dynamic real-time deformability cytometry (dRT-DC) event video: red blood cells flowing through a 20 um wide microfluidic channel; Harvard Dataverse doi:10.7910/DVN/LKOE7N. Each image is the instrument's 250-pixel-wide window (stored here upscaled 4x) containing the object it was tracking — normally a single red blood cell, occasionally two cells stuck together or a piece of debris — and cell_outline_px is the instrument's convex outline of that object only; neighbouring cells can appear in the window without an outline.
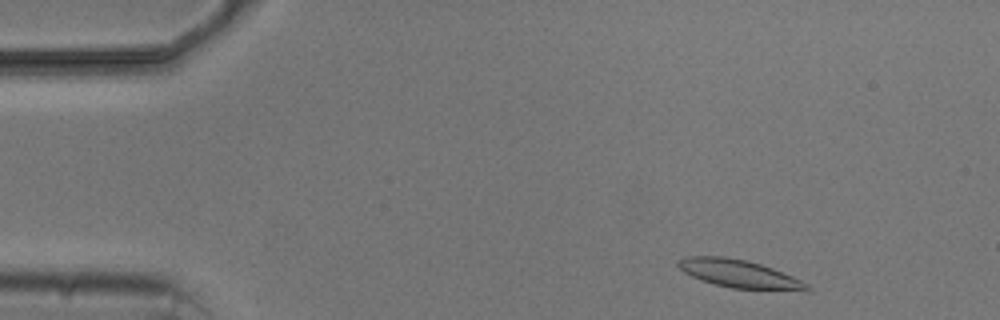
{"species": "common noctule bat (a hibernating species)", "species_latin": "Nyctalus noctula", "temperature_condition": "cold", "stored_images_in_passage": 4, "camera_frame_rate_fps": 3000, "um_per_image_px": 0.085, "animal": {"sex": "male", "body_mass_g": 20.5, "forearm_length_mm": 52.5}, "frame": {"image": 1, "passage_image": 1, "time_ms": 0.0, "image_size_px": [1000, 320], "cell_outline_px": [[812, 288], [808, 292], [732, 288], [700, 280], [684, 272], [676, 264], [684, 256], [724, 256], [744, 260], [760, 264], [772, 268], [792, 276], [808, 284]], "centroid_in_image_um": [62.89, 23.29], "position_along_channel_um": 22.1, "area_um2": 21.1}}
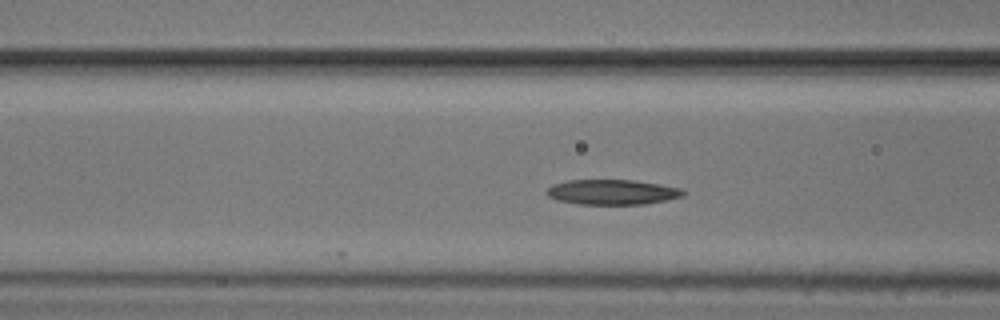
{"frame": {"image": 2, "passage_image": 4, "time_ms": 4.667, "image_size_px": [1000, 320], "cell_outline_px": [[684, 196], [644, 204], [576, 204], [556, 200], [548, 196], [544, 192], [552, 184], [568, 180], [632, 180], [660, 184], [680, 188], [684, 192]], "centroid_in_image_um": [51.98, 16.32], "position_along_channel_um": 114.6, "area_um2": 19.94}}